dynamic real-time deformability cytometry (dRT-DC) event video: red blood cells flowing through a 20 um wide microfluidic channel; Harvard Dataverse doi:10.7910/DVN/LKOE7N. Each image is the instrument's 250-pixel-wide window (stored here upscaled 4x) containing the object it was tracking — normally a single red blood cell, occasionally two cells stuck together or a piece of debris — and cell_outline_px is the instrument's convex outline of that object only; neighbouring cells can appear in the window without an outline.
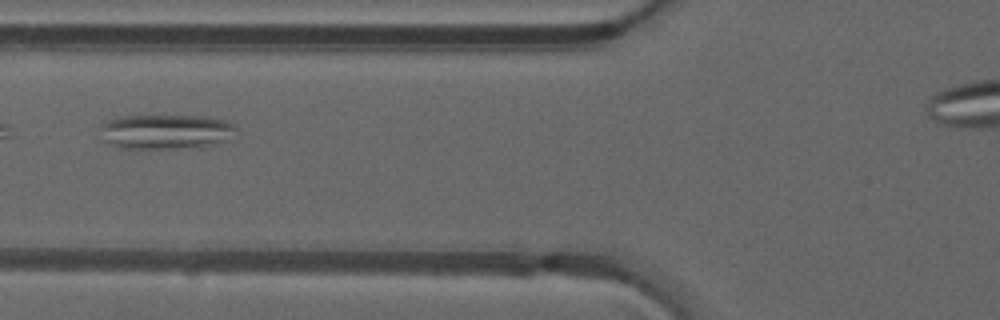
{"species": "common noctule bat (a hibernating species)", "species_latin": "Nyctalus noctula", "temperature_condition": "warm", "stored_images_in_passage": 31, "camera_frame_rate_fps": 3000, "um_per_image_px": 0.085, "animal": {"sex": "male", "forearm_length_mm": 52.5}, "frame": {"image": 1, "passage_image": 5, "time_ms": 1.333, "image_size_px": [1000, 320], "cell_outline_px": [[236, 128], [232, 140], [200, 148], [120, 148], [100, 140], [100, 128], [108, 120], [120, 116], [204, 116], [228, 120], [236, 124]], "centroid_in_image_um": [14.16, 11.2], "position_along_channel_um": 111.6, "area_um2": 28.21}}
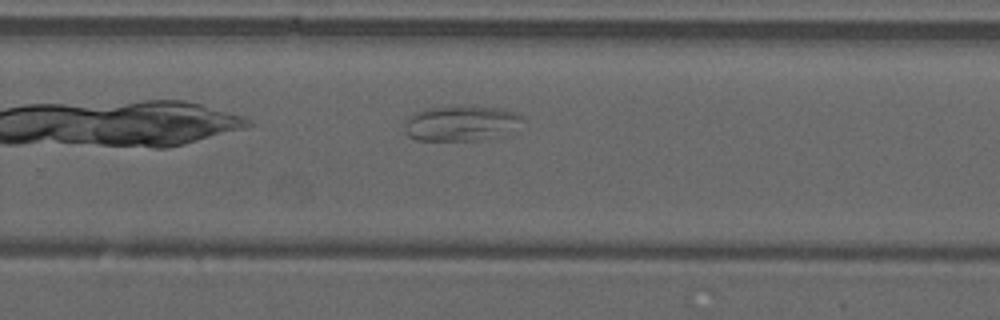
{"frame": {"image": 2, "passage_image": 18, "time_ms": 5.667, "image_size_px": [1000, 320], "cell_outline_px": [[528, 120], [500, 136], [476, 140], [416, 140], [408, 136], [404, 132], [404, 128], [408, 120], [416, 112], [428, 108], [452, 104], [468, 104], [500, 108], [524, 116]], "centroid_in_image_um": [39.23, 10.44], "position_along_channel_um": 290.6, "area_um2": 24.8}}